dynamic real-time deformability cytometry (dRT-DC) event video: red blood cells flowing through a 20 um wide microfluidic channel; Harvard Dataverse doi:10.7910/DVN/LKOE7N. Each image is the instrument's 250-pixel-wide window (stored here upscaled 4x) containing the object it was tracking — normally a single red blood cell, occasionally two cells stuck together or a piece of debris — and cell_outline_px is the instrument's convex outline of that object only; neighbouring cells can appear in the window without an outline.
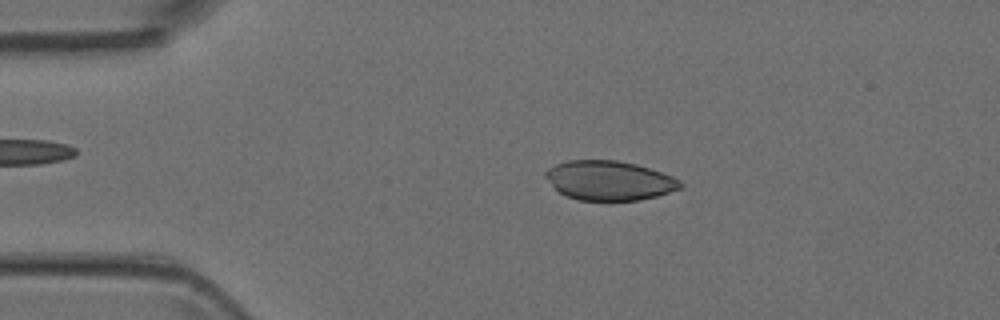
{"species": "Egyptian fruit bat (a non-hibernating species)", "species_latin": "Rousettus aegyptiacus", "temperature_condition": "room temperature", "stored_images_in_passage": 3, "camera_frame_rate_fps": 3000, "um_per_image_px": 0.085, "animal": {"sex": "female"}, "frame": {"image": 1, "passage_image": 2, "time_ms": 1.0, "image_size_px": [1000, 320], "cell_outline_px": [[684, 184], [680, 188], [656, 196], [636, 200], [580, 200], [568, 196], [560, 192], [544, 176], [544, 172], [548, 168], [556, 164], [568, 160], [616, 160], [636, 164], [672, 176], [680, 180]], "centroid_in_image_um": [51.78, 15.33], "position_along_channel_um": 33.2, "area_um2": 30.63}}